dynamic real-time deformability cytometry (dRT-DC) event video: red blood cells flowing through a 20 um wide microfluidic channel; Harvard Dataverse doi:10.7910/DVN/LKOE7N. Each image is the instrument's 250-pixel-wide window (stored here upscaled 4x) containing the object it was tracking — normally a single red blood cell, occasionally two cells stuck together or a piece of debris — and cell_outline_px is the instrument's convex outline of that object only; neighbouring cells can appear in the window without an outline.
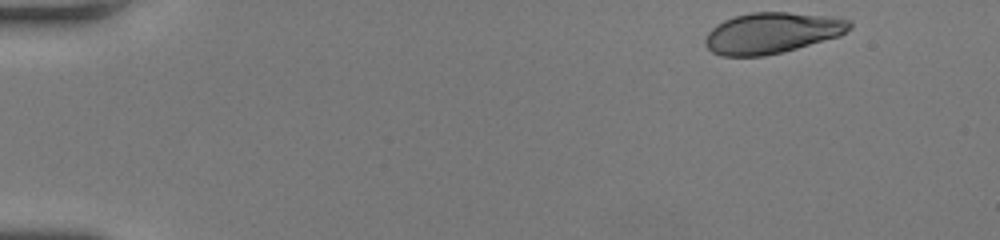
{"species": "human", "species_latin": "Homo sapiens", "temperature_condition": "room temperature", "stored_images_in_passage": 42, "camera_frame_rate_fps": 3000, "um_per_image_px": 0.085, "donor": {"sex": "female"}, "frame": {"image": 1, "passage_image": 1, "time_ms": 0.0, "image_size_px": [1000, 240], "cell_outline_px": [[852, 28], [840, 36], [784, 52], [764, 56], [720, 56], [712, 52], [704, 44], [704, 40], [708, 32], [716, 24], [724, 20], [736, 16], [752, 12], [788, 12], [832, 16], [852, 20]], "centroid_in_image_um": [65.64, 2.8], "position_along_channel_um": 19.4, "area_um2": 34.8}}
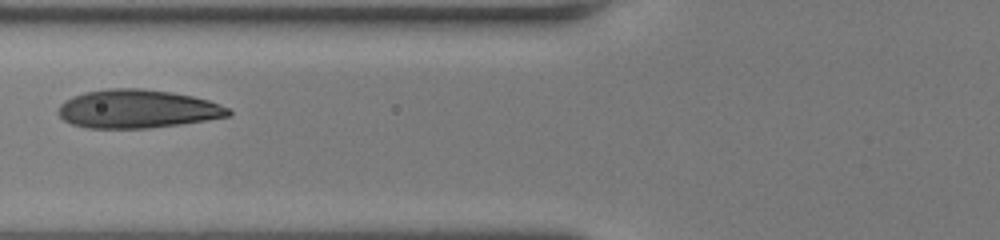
{"frame": {"image": 2, "passage_image": 17, "time_ms": 5.333, "image_size_px": [1000, 240], "cell_outline_px": [[232, 112], [228, 116], [180, 124], [148, 128], [88, 128], [72, 124], [64, 120], [56, 112], [60, 104], [64, 100], [72, 96], [84, 92], [108, 88], [140, 88], [172, 92], [192, 96], [208, 100], [220, 104], [228, 108]], "centroid_in_image_um": [11.63, 9.25], "position_along_channel_um": 114.2, "area_um2": 38.15}}
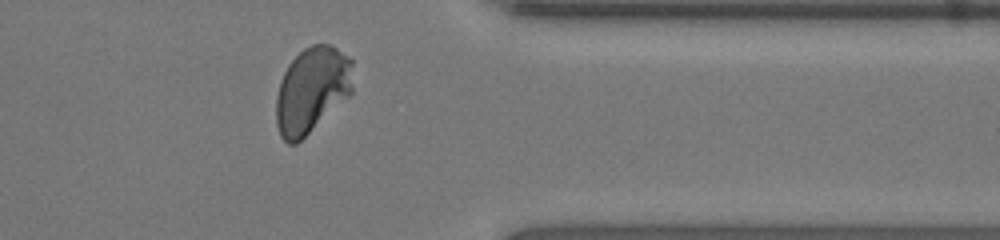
{"frame": {"image": 3, "passage_image": 37, "time_ms": 12.0, "image_size_px": [1000, 240], "cell_outline_px": [[352, 92], [348, 96], [296, 144], [288, 144], [280, 136], [276, 124], [276, 96], [280, 80], [288, 64], [304, 48], [312, 44], [328, 44], [336, 48], [348, 56], [352, 60]], "centroid_in_image_um": [26.48, 7.64], "position_along_channel_um": 384.9, "area_um2": 38.21}, "authors_computed_cell_mechanics": {"area_um2": 37.2232, "velocity_mm_per_s": 4.1892, "shape_relaxation_time_tau1_ms": 3.4489, "shape_relaxation_time_tau2_ms": null, "deformation_change_tau1": 0.1806, "deformation_change_tau2": null}}